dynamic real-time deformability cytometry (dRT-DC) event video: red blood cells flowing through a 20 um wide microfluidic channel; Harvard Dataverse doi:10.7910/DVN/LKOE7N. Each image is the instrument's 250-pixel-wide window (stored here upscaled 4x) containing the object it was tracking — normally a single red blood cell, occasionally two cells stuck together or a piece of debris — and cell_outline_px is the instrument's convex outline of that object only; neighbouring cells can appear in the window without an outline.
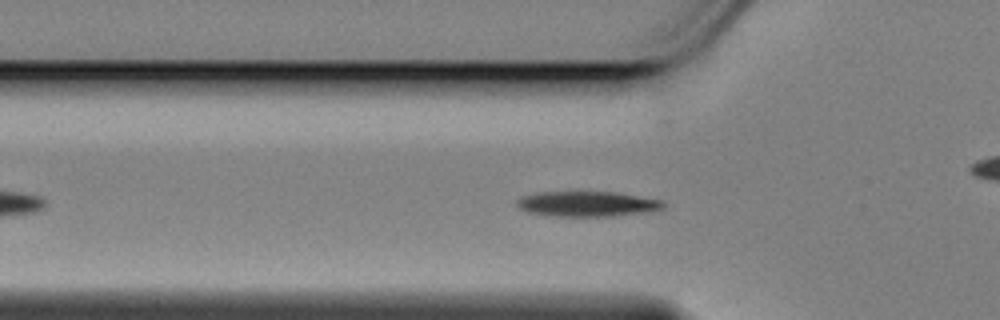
{"species": "Egyptian fruit bat (a non-hibernating species)", "species_latin": "Rousettus aegyptiacus", "temperature_condition": "cold", "stored_images_in_passage": 51, "camera_frame_rate_fps": 3000, "um_per_image_px": 0.085, "animal": {"sex": "female"}, "frame": {"image": 1, "passage_image": 11, "time_ms": 3.333, "image_size_px": [1000, 320], "cell_outline_px": [[664, 208], [648, 212], [616, 216], [548, 216], [528, 212], [520, 208], [516, 204], [516, 200], [520, 196], [536, 192], [616, 192], [664, 200]], "centroid_in_image_um": [49.91, 17.33], "position_along_channel_um": 75.9, "area_um2": 21.79}}
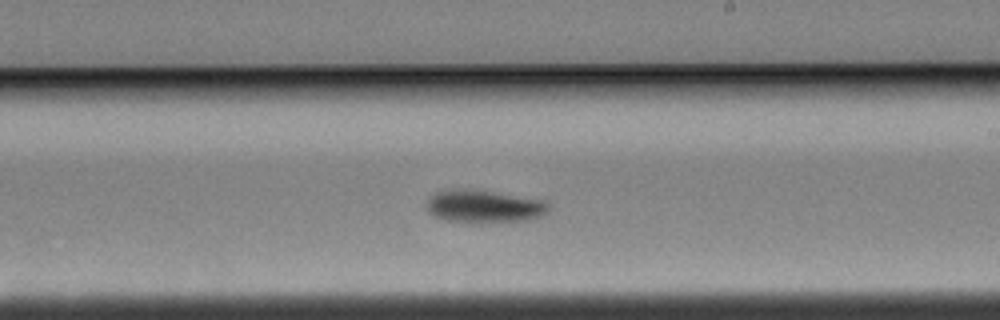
{"frame": {"image": 2, "passage_image": 26, "time_ms": 8.333, "image_size_px": [1000, 320], "cell_outline_px": [[548, 212], [540, 216], [524, 220], [444, 220], [432, 216], [428, 212], [424, 204], [428, 196], [436, 192], [488, 192], [544, 200], [548, 204]], "centroid_in_image_um": [41.1, 17.55], "position_along_channel_um": 247.9, "area_um2": 21.56}}
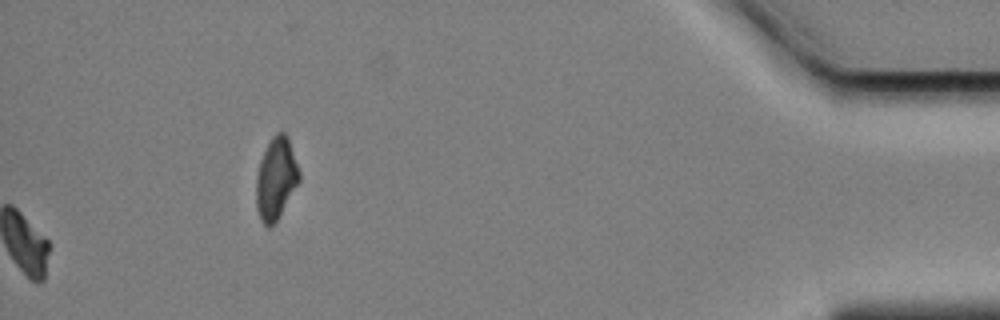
{"frame": {"image": 3, "passage_image": 51, "time_ms": 16.667, "image_size_px": [1000, 320], "cell_outline_px": [[300, 180], [276, 220], [268, 228], [260, 220], [256, 208], [256, 176], [260, 160], [272, 136], [276, 132], [284, 132], [288, 136], [300, 172]], "centroid_in_image_um": [23.45, 15.15], "position_along_channel_um": 411.8, "area_um2": 20.35}, "authors_computed_cell_mechanics": {"area_um2": 21.4438, "velocity_mm_per_s": 3.426, "shape_relaxation_time_tau1_ms": 2.0874, "shape_relaxation_time_tau2_ms": null, "deformation_change_tau1": 0.1124, "deformation_change_tau2": null}}